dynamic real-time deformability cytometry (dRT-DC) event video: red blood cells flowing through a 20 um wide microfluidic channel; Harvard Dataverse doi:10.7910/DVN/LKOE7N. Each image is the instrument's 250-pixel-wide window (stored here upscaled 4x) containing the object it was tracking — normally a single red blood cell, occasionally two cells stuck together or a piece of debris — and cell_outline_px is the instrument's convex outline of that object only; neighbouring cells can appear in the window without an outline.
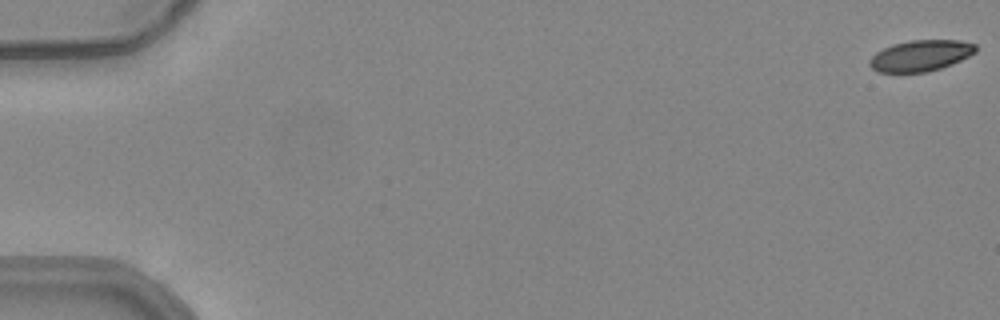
{"species": "common noctule bat (a hibernating species)", "species_latin": "Nyctalus noctula", "temperature_condition": "warm", "stored_images_in_passage": 54, "camera_frame_rate_fps": 3000, "um_per_image_px": 0.085, "animal": {"sex": "female", "body_mass_g": 24.6, "forearm_length_mm": 56.2}, "frame": {"image": 1, "passage_image": 1, "time_ms": 0.0, "image_size_px": [1000, 320], "cell_outline_px": [[976, 52], [952, 64], [928, 72], [876, 72], [868, 64], [868, 60], [876, 52], [892, 44], [908, 40], [960, 40], [976, 44]], "centroid_in_image_um": [78.23, 4.72], "position_along_channel_um": 6.8, "area_um2": 19.31}}
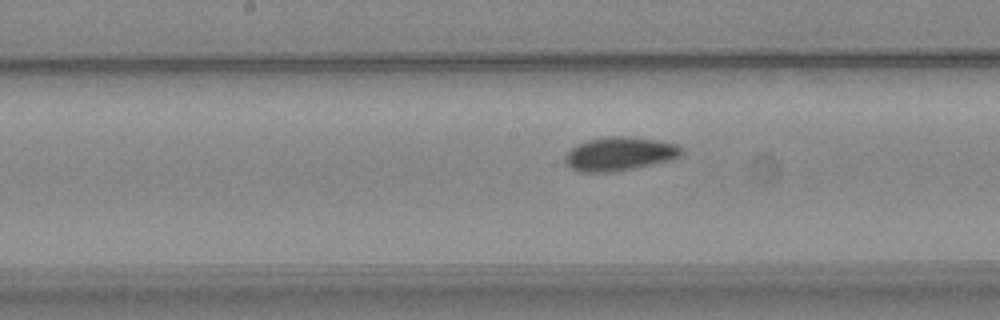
{"frame": {"image": 2, "passage_image": 29, "time_ms": 9.333, "image_size_px": [1000, 320], "cell_outline_px": [[684, 152], [680, 156], [672, 160], [636, 168], [612, 172], [580, 172], [572, 168], [564, 160], [568, 152], [572, 148], [588, 140], [612, 136], [620, 136], [652, 140], [676, 144]], "centroid_in_image_um": [52.69, 13.1], "position_along_channel_um": 195.5, "area_um2": 22.43}}
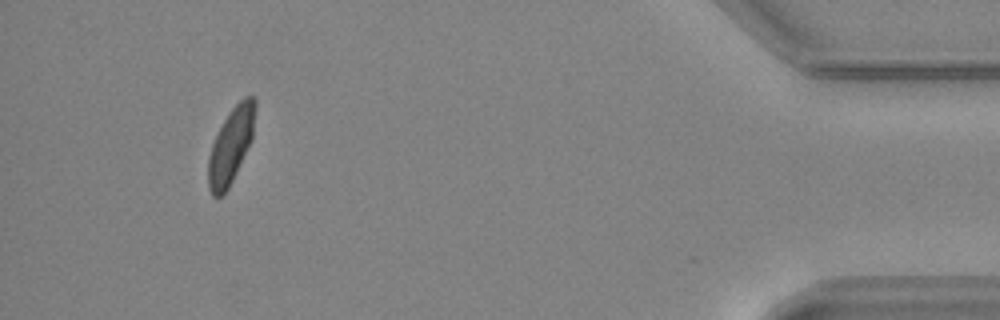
{"frame": {"image": 3, "passage_image": 51, "time_ms": 16.667, "image_size_px": [1000, 320], "cell_outline_px": [[256, 108], [252, 140], [228, 188], [220, 196], [212, 196], [208, 188], [208, 156], [212, 144], [228, 112], [244, 96], [252, 96], [256, 100]], "centroid_in_image_um": [19.63, 12.35], "position_along_channel_um": 415.6, "area_um2": 20.46}, "authors_computed_cell_mechanics": {"area_um2": 21.6172, "velocity_mm_per_s": 3.8873, "shape_relaxation_time_tau1_ms": null, "shape_relaxation_time_tau2_ms": 1.6528, "deformation_change_tau1": null, "deformation_change_tau2": 0.0711}}